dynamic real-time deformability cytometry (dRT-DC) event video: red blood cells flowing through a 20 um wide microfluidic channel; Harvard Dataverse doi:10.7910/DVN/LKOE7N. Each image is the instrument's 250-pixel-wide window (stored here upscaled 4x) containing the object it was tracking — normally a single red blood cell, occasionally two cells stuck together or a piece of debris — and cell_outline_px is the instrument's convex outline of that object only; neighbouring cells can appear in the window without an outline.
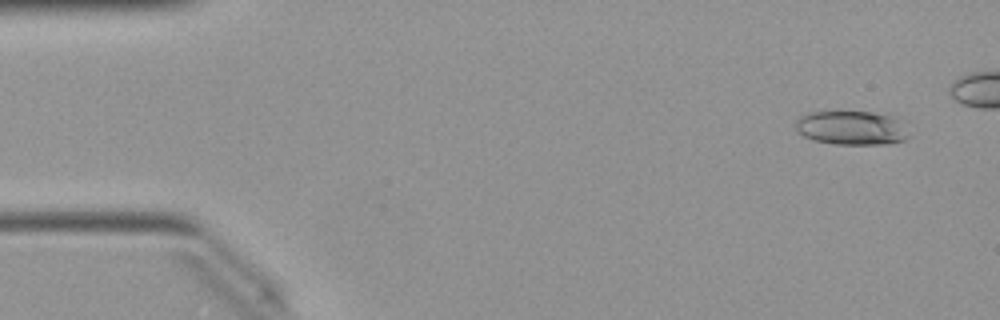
{"species": "Egyptian fruit bat (a non-hibernating species)", "species_latin": "Rousettus aegyptiacus", "temperature_condition": "warm", "stored_images_in_passage": 41, "camera_frame_rate_fps": 3000, "um_per_image_px": 0.085, "animal": {"sex": "female"}, "frame": {"image": 1, "passage_image": 3, "time_ms": 0.667, "image_size_px": [1000, 320], "cell_outline_px": [[908, 136], [904, 140], [892, 144], [836, 144], [812, 140], [796, 132], [796, 120], [804, 112], [836, 108], [872, 112], [892, 116], [904, 120]], "centroid_in_image_um": [72.34, 10.81], "position_along_channel_um": 12.7, "area_um2": 23.76}}
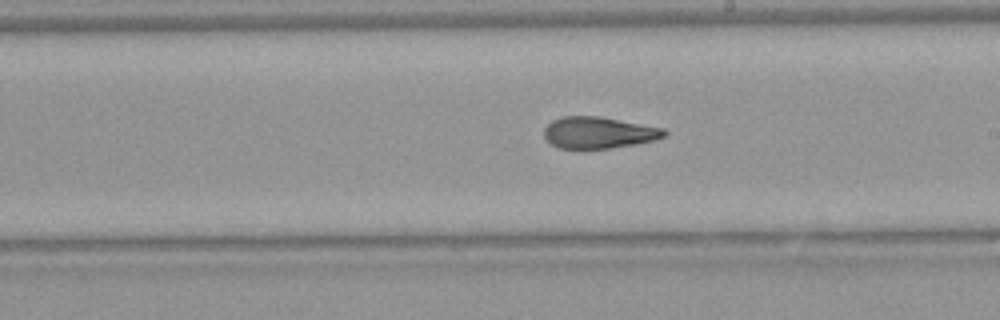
{"frame": {"image": 2, "passage_image": 28, "time_ms": 9.0, "image_size_px": [1000, 320], "cell_outline_px": [[668, 132], [664, 136], [652, 140], [636, 144], [608, 148], [560, 148], [552, 144], [544, 136], [544, 128], [552, 120], [560, 116], [600, 116], [664, 128]], "centroid_in_image_um": [50.87, 11.25], "position_along_channel_um": 238.1, "area_um2": 21.96}}
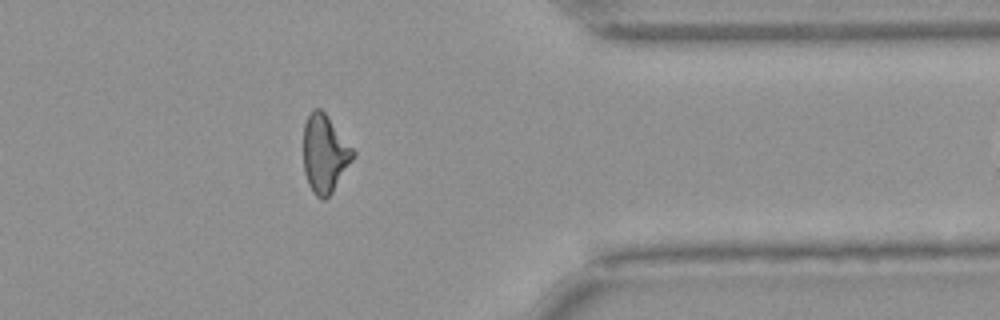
{"frame": {"image": 3, "passage_image": 40, "time_ms": 13.0, "image_size_px": [1000, 320], "cell_outline_px": [[356, 156], [332, 192], [324, 200], [316, 196], [312, 192], [308, 184], [304, 172], [304, 124], [312, 108], [320, 108], [324, 112], [356, 152]], "centroid_in_image_um": [27.6, 13.08], "position_along_channel_um": 383.8, "area_um2": 22.48}}